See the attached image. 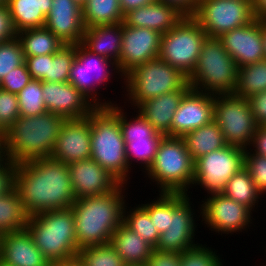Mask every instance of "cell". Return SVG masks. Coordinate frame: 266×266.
Listing matches in <instances>:
<instances>
[{"label":"cell","mask_w":266,"mask_h":266,"mask_svg":"<svg viewBox=\"0 0 266 266\" xmlns=\"http://www.w3.org/2000/svg\"><path fill=\"white\" fill-rule=\"evenodd\" d=\"M14 187L29 216L70 208L76 201L68 165L51 157L16 164Z\"/></svg>","instance_id":"obj_1"},{"label":"cell","mask_w":266,"mask_h":266,"mask_svg":"<svg viewBox=\"0 0 266 266\" xmlns=\"http://www.w3.org/2000/svg\"><path fill=\"white\" fill-rule=\"evenodd\" d=\"M126 189V184L121 183L114 191L83 197L72 204L79 250L110 243L114 231L123 222Z\"/></svg>","instance_id":"obj_2"},{"label":"cell","mask_w":266,"mask_h":266,"mask_svg":"<svg viewBox=\"0 0 266 266\" xmlns=\"http://www.w3.org/2000/svg\"><path fill=\"white\" fill-rule=\"evenodd\" d=\"M64 121L63 117L51 112L20 116L5 131V157L14 165L50 157Z\"/></svg>","instance_id":"obj_3"},{"label":"cell","mask_w":266,"mask_h":266,"mask_svg":"<svg viewBox=\"0 0 266 266\" xmlns=\"http://www.w3.org/2000/svg\"><path fill=\"white\" fill-rule=\"evenodd\" d=\"M91 126V159L97 161L122 184L128 185L131 169L119 122V105L95 107L88 115Z\"/></svg>","instance_id":"obj_4"},{"label":"cell","mask_w":266,"mask_h":266,"mask_svg":"<svg viewBox=\"0 0 266 266\" xmlns=\"http://www.w3.org/2000/svg\"><path fill=\"white\" fill-rule=\"evenodd\" d=\"M27 229L37 248L50 263L78 256L79 249L71 207L30 216Z\"/></svg>","instance_id":"obj_5"},{"label":"cell","mask_w":266,"mask_h":266,"mask_svg":"<svg viewBox=\"0 0 266 266\" xmlns=\"http://www.w3.org/2000/svg\"><path fill=\"white\" fill-rule=\"evenodd\" d=\"M155 182L159 193H185L192 188L194 161L185 140L165 136L158 147L152 165L144 172Z\"/></svg>","instance_id":"obj_6"},{"label":"cell","mask_w":266,"mask_h":266,"mask_svg":"<svg viewBox=\"0 0 266 266\" xmlns=\"http://www.w3.org/2000/svg\"><path fill=\"white\" fill-rule=\"evenodd\" d=\"M238 67L221 40L206 37L193 72L188 76L191 89L212 95L234 93Z\"/></svg>","instance_id":"obj_7"},{"label":"cell","mask_w":266,"mask_h":266,"mask_svg":"<svg viewBox=\"0 0 266 266\" xmlns=\"http://www.w3.org/2000/svg\"><path fill=\"white\" fill-rule=\"evenodd\" d=\"M126 96L136 109L142 102L178 89H190L188 77L159 57L137 66L122 79ZM135 106V107H134Z\"/></svg>","instance_id":"obj_8"},{"label":"cell","mask_w":266,"mask_h":266,"mask_svg":"<svg viewBox=\"0 0 266 266\" xmlns=\"http://www.w3.org/2000/svg\"><path fill=\"white\" fill-rule=\"evenodd\" d=\"M207 34L192 16H185L162 34L159 58L187 77L193 72Z\"/></svg>","instance_id":"obj_9"},{"label":"cell","mask_w":266,"mask_h":266,"mask_svg":"<svg viewBox=\"0 0 266 266\" xmlns=\"http://www.w3.org/2000/svg\"><path fill=\"white\" fill-rule=\"evenodd\" d=\"M112 73L113 75L117 73V76L120 75L121 78H124L118 69L117 63L90 52L81 43L76 44V58L70 69L68 82L95 107H107L116 103L115 101H106L104 98L103 100L100 99L98 97L100 96V90H97L100 88L99 86L104 84L107 86L106 83L113 78Z\"/></svg>","instance_id":"obj_10"},{"label":"cell","mask_w":266,"mask_h":266,"mask_svg":"<svg viewBox=\"0 0 266 266\" xmlns=\"http://www.w3.org/2000/svg\"><path fill=\"white\" fill-rule=\"evenodd\" d=\"M214 118L227 145L249 149L258 128L248 98L235 93L214 95Z\"/></svg>","instance_id":"obj_11"},{"label":"cell","mask_w":266,"mask_h":266,"mask_svg":"<svg viewBox=\"0 0 266 266\" xmlns=\"http://www.w3.org/2000/svg\"><path fill=\"white\" fill-rule=\"evenodd\" d=\"M192 17L207 37L217 38L256 19L253 3L247 0H199Z\"/></svg>","instance_id":"obj_12"},{"label":"cell","mask_w":266,"mask_h":266,"mask_svg":"<svg viewBox=\"0 0 266 266\" xmlns=\"http://www.w3.org/2000/svg\"><path fill=\"white\" fill-rule=\"evenodd\" d=\"M245 149L226 145L194 162V186H201L208 195L223 193L227 181L244 167Z\"/></svg>","instance_id":"obj_13"},{"label":"cell","mask_w":266,"mask_h":266,"mask_svg":"<svg viewBox=\"0 0 266 266\" xmlns=\"http://www.w3.org/2000/svg\"><path fill=\"white\" fill-rule=\"evenodd\" d=\"M122 108L119 106V122L125 142L128 166L131 169L132 161L139 162L143 172H146L152 165L159 144L165 135L158 133L139 111L135 110L134 113L138 114L133 118H128L127 112H124Z\"/></svg>","instance_id":"obj_14"},{"label":"cell","mask_w":266,"mask_h":266,"mask_svg":"<svg viewBox=\"0 0 266 266\" xmlns=\"http://www.w3.org/2000/svg\"><path fill=\"white\" fill-rule=\"evenodd\" d=\"M203 202V203H202ZM201 215L203 223L209 230L218 234H234L246 231L252 224V211L249 207L238 203L223 193L205 196L201 201ZM247 228V229H246ZM243 230V231H242Z\"/></svg>","instance_id":"obj_15"},{"label":"cell","mask_w":266,"mask_h":266,"mask_svg":"<svg viewBox=\"0 0 266 266\" xmlns=\"http://www.w3.org/2000/svg\"><path fill=\"white\" fill-rule=\"evenodd\" d=\"M162 34L149 28L127 26L122 22V43L118 69L124 77L137 66L158 58Z\"/></svg>","instance_id":"obj_16"},{"label":"cell","mask_w":266,"mask_h":266,"mask_svg":"<svg viewBox=\"0 0 266 266\" xmlns=\"http://www.w3.org/2000/svg\"><path fill=\"white\" fill-rule=\"evenodd\" d=\"M215 97L189 89L176 109L167 137L183 138L187 133L210 123L214 118Z\"/></svg>","instance_id":"obj_17"},{"label":"cell","mask_w":266,"mask_h":266,"mask_svg":"<svg viewBox=\"0 0 266 266\" xmlns=\"http://www.w3.org/2000/svg\"><path fill=\"white\" fill-rule=\"evenodd\" d=\"M219 39L238 68L266 59L259 18L244 27L223 33Z\"/></svg>","instance_id":"obj_18"},{"label":"cell","mask_w":266,"mask_h":266,"mask_svg":"<svg viewBox=\"0 0 266 266\" xmlns=\"http://www.w3.org/2000/svg\"><path fill=\"white\" fill-rule=\"evenodd\" d=\"M50 157L67 165L91 157V126L88 116L63 122Z\"/></svg>","instance_id":"obj_19"},{"label":"cell","mask_w":266,"mask_h":266,"mask_svg":"<svg viewBox=\"0 0 266 266\" xmlns=\"http://www.w3.org/2000/svg\"><path fill=\"white\" fill-rule=\"evenodd\" d=\"M190 199L188 196L169 215V227L160 234L155 250L182 253L199 244L194 238L198 226L195 221L198 220L194 218L197 215L195 216L196 212L191 208L193 204Z\"/></svg>","instance_id":"obj_20"},{"label":"cell","mask_w":266,"mask_h":266,"mask_svg":"<svg viewBox=\"0 0 266 266\" xmlns=\"http://www.w3.org/2000/svg\"><path fill=\"white\" fill-rule=\"evenodd\" d=\"M42 92L47 112L65 120L81 119L89 115L95 106L69 82H44Z\"/></svg>","instance_id":"obj_21"},{"label":"cell","mask_w":266,"mask_h":266,"mask_svg":"<svg viewBox=\"0 0 266 266\" xmlns=\"http://www.w3.org/2000/svg\"><path fill=\"white\" fill-rule=\"evenodd\" d=\"M76 200L114 191L121 182L97 161L89 158L68 164Z\"/></svg>","instance_id":"obj_22"},{"label":"cell","mask_w":266,"mask_h":266,"mask_svg":"<svg viewBox=\"0 0 266 266\" xmlns=\"http://www.w3.org/2000/svg\"><path fill=\"white\" fill-rule=\"evenodd\" d=\"M44 27L64 44L81 43L84 34L82 7L74 0H52Z\"/></svg>","instance_id":"obj_23"},{"label":"cell","mask_w":266,"mask_h":266,"mask_svg":"<svg viewBox=\"0 0 266 266\" xmlns=\"http://www.w3.org/2000/svg\"><path fill=\"white\" fill-rule=\"evenodd\" d=\"M0 260L9 266H46L49 263L27 228L0 234Z\"/></svg>","instance_id":"obj_24"},{"label":"cell","mask_w":266,"mask_h":266,"mask_svg":"<svg viewBox=\"0 0 266 266\" xmlns=\"http://www.w3.org/2000/svg\"><path fill=\"white\" fill-rule=\"evenodd\" d=\"M184 17L185 15L175 6L157 0L124 14L123 23L132 27L149 28L164 34Z\"/></svg>","instance_id":"obj_25"},{"label":"cell","mask_w":266,"mask_h":266,"mask_svg":"<svg viewBox=\"0 0 266 266\" xmlns=\"http://www.w3.org/2000/svg\"><path fill=\"white\" fill-rule=\"evenodd\" d=\"M189 89L176 91L150 98L142 102L136 109L154 129L163 135L171 130V124L176 109L179 107L183 95Z\"/></svg>","instance_id":"obj_26"},{"label":"cell","mask_w":266,"mask_h":266,"mask_svg":"<svg viewBox=\"0 0 266 266\" xmlns=\"http://www.w3.org/2000/svg\"><path fill=\"white\" fill-rule=\"evenodd\" d=\"M122 43V23L86 28L81 44L90 52L106 57L118 66Z\"/></svg>","instance_id":"obj_27"},{"label":"cell","mask_w":266,"mask_h":266,"mask_svg":"<svg viewBox=\"0 0 266 266\" xmlns=\"http://www.w3.org/2000/svg\"><path fill=\"white\" fill-rule=\"evenodd\" d=\"M110 244L126 265L147 263L154 248L123 222L114 231Z\"/></svg>","instance_id":"obj_28"},{"label":"cell","mask_w":266,"mask_h":266,"mask_svg":"<svg viewBox=\"0 0 266 266\" xmlns=\"http://www.w3.org/2000/svg\"><path fill=\"white\" fill-rule=\"evenodd\" d=\"M52 3V0H7L16 32L44 27Z\"/></svg>","instance_id":"obj_29"},{"label":"cell","mask_w":266,"mask_h":266,"mask_svg":"<svg viewBox=\"0 0 266 266\" xmlns=\"http://www.w3.org/2000/svg\"><path fill=\"white\" fill-rule=\"evenodd\" d=\"M183 139L194 162L198 158L227 145L221 129L214 120L187 133Z\"/></svg>","instance_id":"obj_30"},{"label":"cell","mask_w":266,"mask_h":266,"mask_svg":"<svg viewBox=\"0 0 266 266\" xmlns=\"http://www.w3.org/2000/svg\"><path fill=\"white\" fill-rule=\"evenodd\" d=\"M29 217L15 187L0 196V234L26 229Z\"/></svg>","instance_id":"obj_31"},{"label":"cell","mask_w":266,"mask_h":266,"mask_svg":"<svg viewBox=\"0 0 266 266\" xmlns=\"http://www.w3.org/2000/svg\"><path fill=\"white\" fill-rule=\"evenodd\" d=\"M25 57L49 55L65 44L45 27L28 29L17 33Z\"/></svg>","instance_id":"obj_32"},{"label":"cell","mask_w":266,"mask_h":266,"mask_svg":"<svg viewBox=\"0 0 266 266\" xmlns=\"http://www.w3.org/2000/svg\"><path fill=\"white\" fill-rule=\"evenodd\" d=\"M123 17L119 0H87L82 7L85 29L120 24L123 22Z\"/></svg>","instance_id":"obj_33"},{"label":"cell","mask_w":266,"mask_h":266,"mask_svg":"<svg viewBox=\"0 0 266 266\" xmlns=\"http://www.w3.org/2000/svg\"><path fill=\"white\" fill-rule=\"evenodd\" d=\"M223 194L232 200L241 203L251 210L258 207V200L262 194L257 190L249 172L243 167L235 173L226 184Z\"/></svg>","instance_id":"obj_34"},{"label":"cell","mask_w":266,"mask_h":266,"mask_svg":"<svg viewBox=\"0 0 266 266\" xmlns=\"http://www.w3.org/2000/svg\"><path fill=\"white\" fill-rule=\"evenodd\" d=\"M191 195L185 193H159L157 199L142 204L141 206L148 212L151 221L156 226L159 234L169 227V215Z\"/></svg>","instance_id":"obj_35"},{"label":"cell","mask_w":266,"mask_h":266,"mask_svg":"<svg viewBox=\"0 0 266 266\" xmlns=\"http://www.w3.org/2000/svg\"><path fill=\"white\" fill-rule=\"evenodd\" d=\"M266 91V59L238 68L236 95L246 98Z\"/></svg>","instance_id":"obj_36"},{"label":"cell","mask_w":266,"mask_h":266,"mask_svg":"<svg viewBox=\"0 0 266 266\" xmlns=\"http://www.w3.org/2000/svg\"><path fill=\"white\" fill-rule=\"evenodd\" d=\"M127 207L126 204L123 213V223L155 249L160 234L151 221L148 212L140 204L131 209H127Z\"/></svg>","instance_id":"obj_37"},{"label":"cell","mask_w":266,"mask_h":266,"mask_svg":"<svg viewBox=\"0 0 266 266\" xmlns=\"http://www.w3.org/2000/svg\"><path fill=\"white\" fill-rule=\"evenodd\" d=\"M75 58L76 44H65L54 54H49L46 82H68Z\"/></svg>","instance_id":"obj_38"},{"label":"cell","mask_w":266,"mask_h":266,"mask_svg":"<svg viewBox=\"0 0 266 266\" xmlns=\"http://www.w3.org/2000/svg\"><path fill=\"white\" fill-rule=\"evenodd\" d=\"M18 106L20 116H36L47 112L43 92L42 81L31 80L19 93Z\"/></svg>","instance_id":"obj_39"},{"label":"cell","mask_w":266,"mask_h":266,"mask_svg":"<svg viewBox=\"0 0 266 266\" xmlns=\"http://www.w3.org/2000/svg\"><path fill=\"white\" fill-rule=\"evenodd\" d=\"M78 257L85 266H126L110 243L82 248Z\"/></svg>","instance_id":"obj_40"},{"label":"cell","mask_w":266,"mask_h":266,"mask_svg":"<svg viewBox=\"0 0 266 266\" xmlns=\"http://www.w3.org/2000/svg\"><path fill=\"white\" fill-rule=\"evenodd\" d=\"M24 63V52L17 37L0 42V82L10 71Z\"/></svg>","instance_id":"obj_41"},{"label":"cell","mask_w":266,"mask_h":266,"mask_svg":"<svg viewBox=\"0 0 266 266\" xmlns=\"http://www.w3.org/2000/svg\"><path fill=\"white\" fill-rule=\"evenodd\" d=\"M197 244L181 253V266H224L218 253L211 247Z\"/></svg>","instance_id":"obj_42"},{"label":"cell","mask_w":266,"mask_h":266,"mask_svg":"<svg viewBox=\"0 0 266 266\" xmlns=\"http://www.w3.org/2000/svg\"><path fill=\"white\" fill-rule=\"evenodd\" d=\"M244 168L249 172L257 190L266 194V157L245 149Z\"/></svg>","instance_id":"obj_43"},{"label":"cell","mask_w":266,"mask_h":266,"mask_svg":"<svg viewBox=\"0 0 266 266\" xmlns=\"http://www.w3.org/2000/svg\"><path fill=\"white\" fill-rule=\"evenodd\" d=\"M19 117L17 94L0 89V127L6 131Z\"/></svg>","instance_id":"obj_44"},{"label":"cell","mask_w":266,"mask_h":266,"mask_svg":"<svg viewBox=\"0 0 266 266\" xmlns=\"http://www.w3.org/2000/svg\"><path fill=\"white\" fill-rule=\"evenodd\" d=\"M31 74L28 71L26 63L17 66L10 71L0 82V89L14 94L19 93L30 81Z\"/></svg>","instance_id":"obj_45"},{"label":"cell","mask_w":266,"mask_h":266,"mask_svg":"<svg viewBox=\"0 0 266 266\" xmlns=\"http://www.w3.org/2000/svg\"><path fill=\"white\" fill-rule=\"evenodd\" d=\"M49 55L25 57V63L31 74L32 80H41L46 82L48 74Z\"/></svg>","instance_id":"obj_46"},{"label":"cell","mask_w":266,"mask_h":266,"mask_svg":"<svg viewBox=\"0 0 266 266\" xmlns=\"http://www.w3.org/2000/svg\"><path fill=\"white\" fill-rule=\"evenodd\" d=\"M146 266H181V253L154 249Z\"/></svg>","instance_id":"obj_47"},{"label":"cell","mask_w":266,"mask_h":266,"mask_svg":"<svg viewBox=\"0 0 266 266\" xmlns=\"http://www.w3.org/2000/svg\"><path fill=\"white\" fill-rule=\"evenodd\" d=\"M248 101L257 125L266 126V91L250 96Z\"/></svg>","instance_id":"obj_48"},{"label":"cell","mask_w":266,"mask_h":266,"mask_svg":"<svg viewBox=\"0 0 266 266\" xmlns=\"http://www.w3.org/2000/svg\"><path fill=\"white\" fill-rule=\"evenodd\" d=\"M17 36L10 11L6 3L0 4V42Z\"/></svg>","instance_id":"obj_49"},{"label":"cell","mask_w":266,"mask_h":266,"mask_svg":"<svg viewBox=\"0 0 266 266\" xmlns=\"http://www.w3.org/2000/svg\"><path fill=\"white\" fill-rule=\"evenodd\" d=\"M15 165L7 158L0 164V196L14 187Z\"/></svg>","instance_id":"obj_50"},{"label":"cell","mask_w":266,"mask_h":266,"mask_svg":"<svg viewBox=\"0 0 266 266\" xmlns=\"http://www.w3.org/2000/svg\"><path fill=\"white\" fill-rule=\"evenodd\" d=\"M250 147L251 152L266 157V126H258Z\"/></svg>","instance_id":"obj_51"},{"label":"cell","mask_w":266,"mask_h":266,"mask_svg":"<svg viewBox=\"0 0 266 266\" xmlns=\"http://www.w3.org/2000/svg\"><path fill=\"white\" fill-rule=\"evenodd\" d=\"M158 1L175 6L185 16H192L195 13L199 3V0H158Z\"/></svg>","instance_id":"obj_52"},{"label":"cell","mask_w":266,"mask_h":266,"mask_svg":"<svg viewBox=\"0 0 266 266\" xmlns=\"http://www.w3.org/2000/svg\"><path fill=\"white\" fill-rule=\"evenodd\" d=\"M157 0H119L121 11L124 14L143 5L151 4Z\"/></svg>","instance_id":"obj_53"},{"label":"cell","mask_w":266,"mask_h":266,"mask_svg":"<svg viewBox=\"0 0 266 266\" xmlns=\"http://www.w3.org/2000/svg\"><path fill=\"white\" fill-rule=\"evenodd\" d=\"M256 18L266 19V0H253Z\"/></svg>","instance_id":"obj_54"},{"label":"cell","mask_w":266,"mask_h":266,"mask_svg":"<svg viewBox=\"0 0 266 266\" xmlns=\"http://www.w3.org/2000/svg\"><path fill=\"white\" fill-rule=\"evenodd\" d=\"M57 266H85L79 257L71 258L69 260H62L57 262Z\"/></svg>","instance_id":"obj_55"},{"label":"cell","mask_w":266,"mask_h":266,"mask_svg":"<svg viewBox=\"0 0 266 266\" xmlns=\"http://www.w3.org/2000/svg\"><path fill=\"white\" fill-rule=\"evenodd\" d=\"M262 37L264 42V51L266 57V19H261Z\"/></svg>","instance_id":"obj_56"},{"label":"cell","mask_w":266,"mask_h":266,"mask_svg":"<svg viewBox=\"0 0 266 266\" xmlns=\"http://www.w3.org/2000/svg\"><path fill=\"white\" fill-rule=\"evenodd\" d=\"M6 159L3 140H0V164Z\"/></svg>","instance_id":"obj_57"},{"label":"cell","mask_w":266,"mask_h":266,"mask_svg":"<svg viewBox=\"0 0 266 266\" xmlns=\"http://www.w3.org/2000/svg\"><path fill=\"white\" fill-rule=\"evenodd\" d=\"M76 3H78L81 7L87 2V0H74Z\"/></svg>","instance_id":"obj_58"},{"label":"cell","mask_w":266,"mask_h":266,"mask_svg":"<svg viewBox=\"0 0 266 266\" xmlns=\"http://www.w3.org/2000/svg\"><path fill=\"white\" fill-rule=\"evenodd\" d=\"M5 131L0 127V140H4Z\"/></svg>","instance_id":"obj_59"},{"label":"cell","mask_w":266,"mask_h":266,"mask_svg":"<svg viewBox=\"0 0 266 266\" xmlns=\"http://www.w3.org/2000/svg\"><path fill=\"white\" fill-rule=\"evenodd\" d=\"M46 266H57V262H55V263H48Z\"/></svg>","instance_id":"obj_60"},{"label":"cell","mask_w":266,"mask_h":266,"mask_svg":"<svg viewBox=\"0 0 266 266\" xmlns=\"http://www.w3.org/2000/svg\"><path fill=\"white\" fill-rule=\"evenodd\" d=\"M0 266H9V265H6L5 263H3V262L0 260Z\"/></svg>","instance_id":"obj_61"},{"label":"cell","mask_w":266,"mask_h":266,"mask_svg":"<svg viewBox=\"0 0 266 266\" xmlns=\"http://www.w3.org/2000/svg\"><path fill=\"white\" fill-rule=\"evenodd\" d=\"M6 2H7V0H0V4H4Z\"/></svg>","instance_id":"obj_62"},{"label":"cell","mask_w":266,"mask_h":266,"mask_svg":"<svg viewBox=\"0 0 266 266\" xmlns=\"http://www.w3.org/2000/svg\"><path fill=\"white\" fill-rule=\"evenodd\" d=\"M126 266H146V264H143V265H126Z\"/></svg>","instance_id":"obj_63"}]
</instances>
